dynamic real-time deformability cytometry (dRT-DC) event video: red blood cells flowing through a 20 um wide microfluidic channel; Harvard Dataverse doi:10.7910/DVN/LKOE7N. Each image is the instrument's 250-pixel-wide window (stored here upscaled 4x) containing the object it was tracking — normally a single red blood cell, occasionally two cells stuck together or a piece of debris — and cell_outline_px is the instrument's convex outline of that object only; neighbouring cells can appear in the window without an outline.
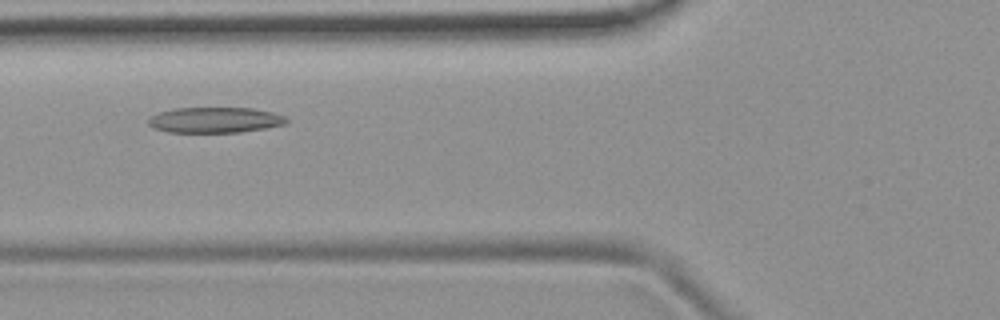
{"species": "common noctule bat (a hibernating species)", "species_latin": "Nyctalus noctula", "temperature_condition": "room temperature", "stored_images_in_passage": 3, "camera_frame_rate_fps": 3000, "um_per_image_px": 0.085, "animal": {"sex": "female", "body_mass_g": 19.9}, "frame": {"image": 1, "passage_image": 2, "time_ms": 1.0, "image_size_px": [1000, 320], "cell_outline_px": [[288, 120], [284, 124], [264, 128], [240, 132], [168, 132], [152, 128], [148, 124], [148, 120], [152, 116], [160, 112], [176, 108], [252, 108], [272, 112], [284, 116]], "centroid_in_image_um": [18.25, 10.2], "position_along_channel_um": 107.6, "area_um2": 20.4}}
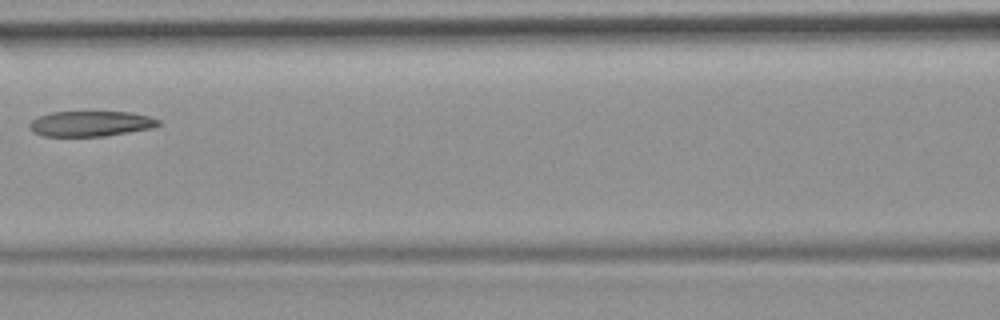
{"frame": {"image": 2, "passage_image": 3, "time_ms": 2.333, "image_size_px": [1000, 320], "cell_outline_px": [[160, 124], [152, 128], [104, 136], [44, 136], [32, 132], [28, 128], [28, 124], [32, 120], [40, 116], [52, 112], [132, 112], [148, 116], [160, 120]], "centroid_in_image_um": [7.68, 10.51], "position_along_channel_um": 158.9, "area_um2": 19.02}}